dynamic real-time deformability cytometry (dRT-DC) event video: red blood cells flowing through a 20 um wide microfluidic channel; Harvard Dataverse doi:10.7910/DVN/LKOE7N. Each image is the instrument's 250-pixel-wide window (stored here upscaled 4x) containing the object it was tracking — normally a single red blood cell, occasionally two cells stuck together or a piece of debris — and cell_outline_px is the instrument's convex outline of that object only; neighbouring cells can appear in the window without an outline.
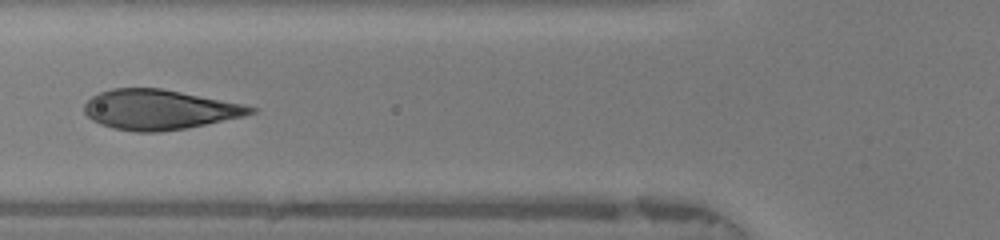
{"species": "human", "species_latin": "Homo sapiens", "temperature_condition": "warm", "stored_images_in_passage": 32, "camera_frame_rate_fps": 3000, "um_per_image_px": 0.085, "donor": {"sex": "female"}, "frame": {"image": 1, "passage_image": 5, "time_ms": 1.333, "image_size_px": [1000, 240], "cell_outline_px": [[256, 112], [244, 116], [188, 128], [160, 132], [136, 132], [112, 128], [100, 124], [92, 120], [84, 112], [84, 104], [92, 96], [100, 92], [112, 88], [160, 88], [244, 104], [256, 108]], "centroid_in_image_um": [13.52, 9.32], "position_along_channel_um": 112.3, "area_um2": 38.67}}
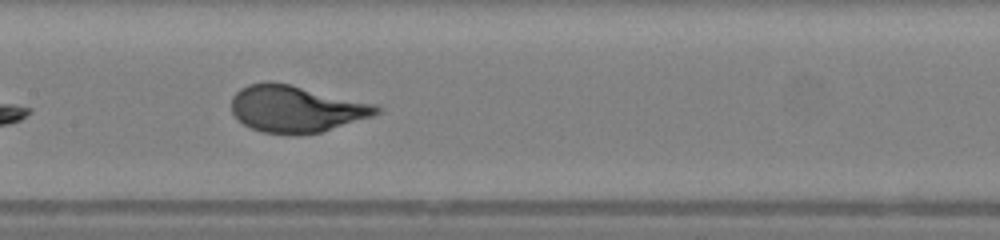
{"frame": {"image": 2, "passage_image": 10, "time_ms": 3.0, "image_size_px": [1000, 240], "cell_outline_px": [[380, 112], [372, 116], [320, 132], [296, 136], [292, 136], [264, 132], [252, 128], [244, 124], [232, 112], [232, 96], [240, 88], [248, 84], [288, 84], [376, 104], [380, 108]], "centroid_in_image_um": [25.17, 9.29], "position_along_channel_um": 182.2, "area_um2": 38.84}}